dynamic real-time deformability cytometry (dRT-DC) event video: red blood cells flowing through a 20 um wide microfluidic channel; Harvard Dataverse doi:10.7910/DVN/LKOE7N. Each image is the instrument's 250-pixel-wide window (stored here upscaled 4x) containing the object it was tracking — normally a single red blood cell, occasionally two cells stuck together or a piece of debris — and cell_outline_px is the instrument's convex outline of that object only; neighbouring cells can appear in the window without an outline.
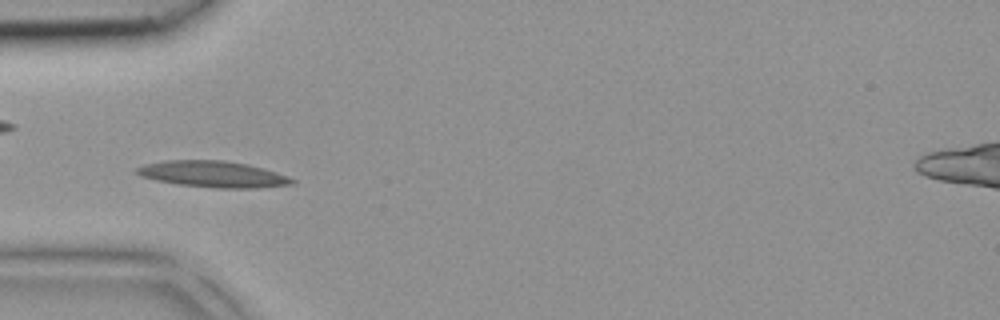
{"species": "common noctule bat (a hibernating species)", "species_latin": "Nyctalus noctula", "temperature_condition": "room temperature", "stored_images_in_passage": 40, "camera_frame_rate_fps": 3000, "um_per_image_px": 0.085, "animal": {"sex": "female", "body_mass_g": 18.4}, "frame": {"image": 1, "passage_image": 11, "time_ms": 3.333, "image_size_px": [1000, 320], "cell_outline_px": [[296, 184], [260, 188], [216, 188], [176, 184], [156, 180], [140, 176], [136, 172], [136, 168], [144, 164], [164, 160], [224, 160], [248, 164], [264, 168], [288, 176], [296, 180]], "centroid_in_image_um": [18.14, 14.8], "position_along_channel_um": 66.9, "area_um2": 24.04}}
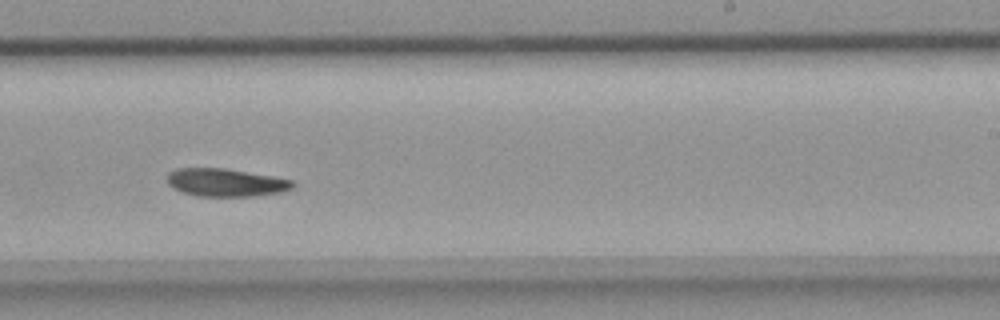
{"frame": {"image": 2, "passage_image": 24, "time_ms": 7.667, "image_size_px": [1000, 320], "cell_outline_px": [[296, 184], [292, 188], [280, 192], [256, 196], [196, 196], [172, 188], [168, 184], [168, 172], [176, 168], [224, 168], [272, 176], [292, 180]], "centroid_in_image_um": [19.18, 15.51], "position_along_channel_um": 269.8, "area_um2": 20.4}}
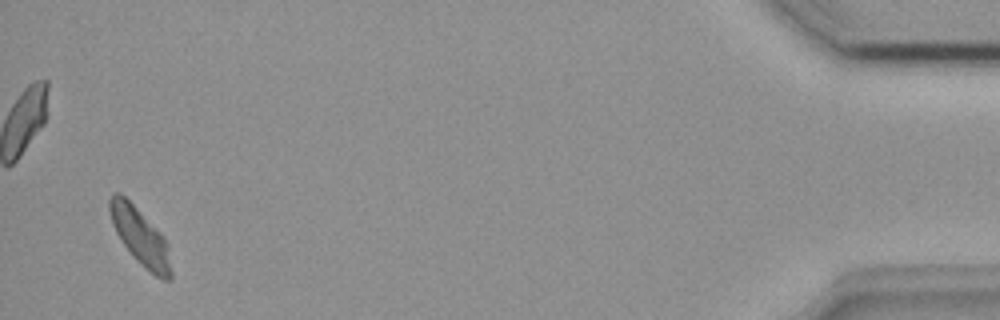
{"frame": {"image": 3, "passage_image": 39, "time_ms": 12.667, "image_size_px": [1000, 320], "cell_outline_px": [[172, 276], [168, 280], [164, 280], [156, 276], [136, 260], [132, 256], [120, 240], [112, 224], [108, 208], [108, 200], [112, 192], [120, 192], [164, 236], [168, 244], [172, 272]], "centroid_in_image_um": [11.9, 20.11], "position_along_channel_um": 423.3, "area_um2": 20.35}}